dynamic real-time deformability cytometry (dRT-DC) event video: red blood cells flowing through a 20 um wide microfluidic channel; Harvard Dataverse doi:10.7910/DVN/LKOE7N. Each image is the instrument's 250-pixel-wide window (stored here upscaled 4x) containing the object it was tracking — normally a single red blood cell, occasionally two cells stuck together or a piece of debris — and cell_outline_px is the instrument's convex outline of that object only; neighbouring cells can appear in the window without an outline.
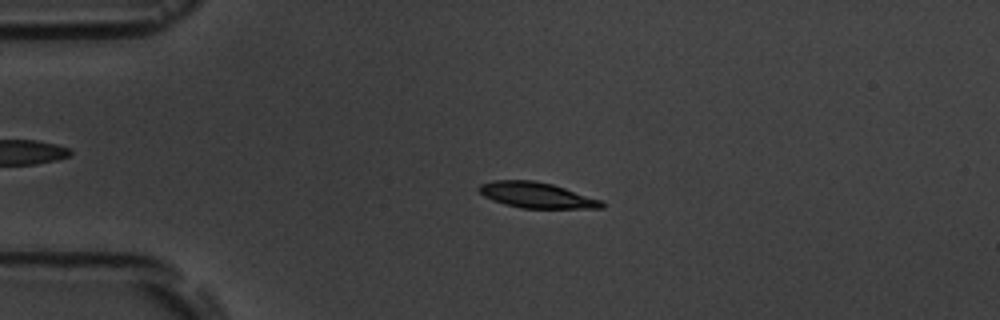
{"species": "common noctule bat (a hibernating species)", "species_latin": "Nyctalus noctula", "temperature_condition": "room temperature", "stored_images_in_passage": 4, "camera_frame_rate_fps": 3000, "um_per_image_px": 0.085, "animal": {"sex": "male", "body_mass_g": 19.5, "forearm_length_mm": 54.6}, "frame": {"image": 1, "passage_image": 3, "time_ms": 2.333, "image_size_px": [1000, 320], "cell_outline_px": [[604, 208], [520, 208], [504, 204], [492, 200], [484, 196], [476, 188], [480, 184], [492, 180], [532, 180], [552, 184], [604, 200]], "centroid_in_image_um": [45.61, 16.58], "position_along_channel_um": 39.4, "area_um2": 18.5}}